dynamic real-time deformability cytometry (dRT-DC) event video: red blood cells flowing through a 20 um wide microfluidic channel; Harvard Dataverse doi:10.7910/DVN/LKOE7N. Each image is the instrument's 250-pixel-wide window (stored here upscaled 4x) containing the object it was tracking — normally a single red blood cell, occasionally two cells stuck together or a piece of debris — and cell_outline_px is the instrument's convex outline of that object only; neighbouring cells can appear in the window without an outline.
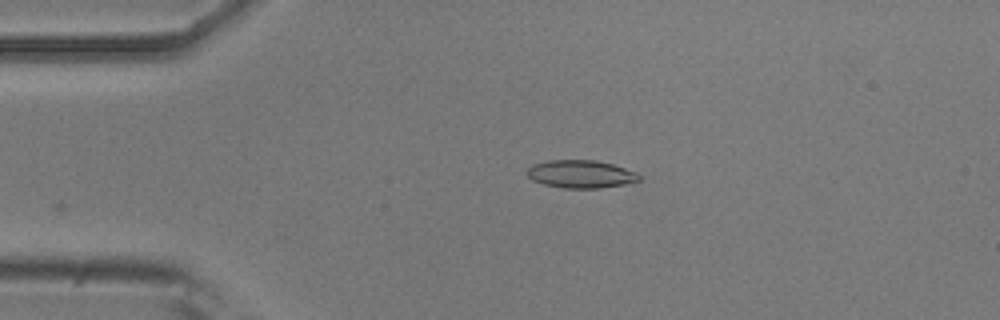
{"species": "common noctule bat (a hibernating species)", "species_latin": "Nyctalus noctula", "temperature_condition": "room temperature", "stored_images_in_passage": 5, "camera_frame_rate_fps": 3000, "um_per_image_px": 0.085, "animal": {"sex": "male", "body_mass_g": 20.5, "forearm_length_mm": 52.5}, "frame": {"image": 1, "passage_image": 1, "time_ms": 0.0, "image_size_px": [1000, 320], "cell_outline_px": [[640, 180], [624, 184], [600, 188], [564, 188], [544, 184], [532, 180], [524, 172], [532, 164], [548, 160], [596, 160], [612, 164], [636, 172], [640, 176]], "centroid_in_image_um": [49.33, 14.79], "position_along_channel_um": 35.7, "area_um2": 18.21}}